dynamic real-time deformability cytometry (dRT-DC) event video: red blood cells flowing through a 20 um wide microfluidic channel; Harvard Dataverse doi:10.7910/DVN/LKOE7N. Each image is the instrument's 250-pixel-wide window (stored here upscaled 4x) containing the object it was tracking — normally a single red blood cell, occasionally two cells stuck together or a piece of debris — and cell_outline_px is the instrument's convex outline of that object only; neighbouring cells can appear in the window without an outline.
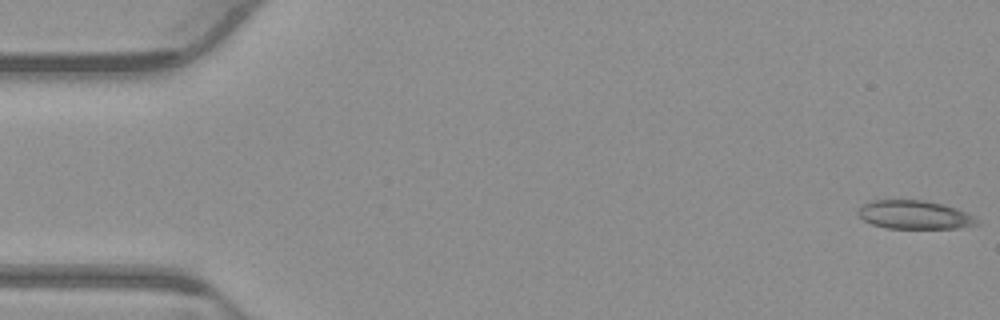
{"species": "common noctule bat (a hibernating species)", "species_latin": "Nyctalus noctula", "temperature_condition": "warm", "stored_images_in_passage": 53, "camera_frame_rate_fps": 3000, "um_per_image_px": 0.085, "animal": {"sex": "male", "body_mass_g": 23.1, "forearm_length_mm": 52.7}, "frame": {"image": 1, "passage_image": 1, "time_ms": 0.0, "image_size_px": [1000, 320], "cell_outline_px": [[980, 224], [960, 228], [888, 228], [872, 224], [864, 220], [856, 212], [864, 204], [872, 200], [924, 200], [944, 204], [956, 208], [976, 216]], "centroid_in_image_um": [77.78, 18.26], "position_along_channel_um": 7.2, "area_um2": 19.83}}
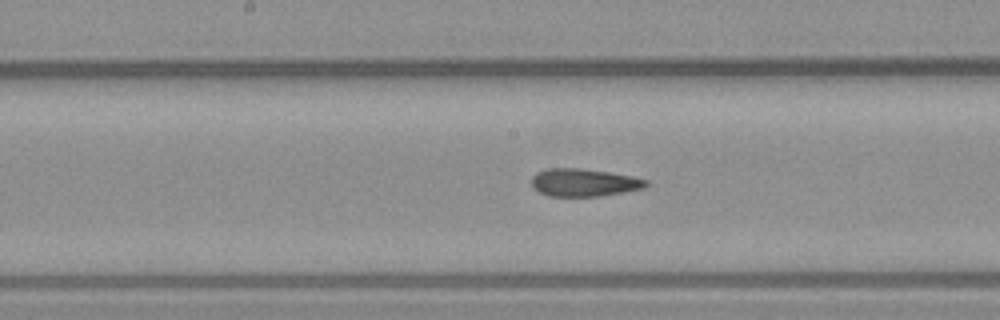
{"frame": {"image": 2, "passage_image": 27, "time_ms": 8.667, "image_size_px": [1000, 320], "cell_outline_px": [[648, 184], [644, 188], [600, 196], [548, 196], [532, 188], [532, 176], [536, 172], [548, 168], [580, 168], [608, 172], [632, 176], [648, 180]], "centroid_in_image_um": [49.61, 15.51], "position_along_channel_um": 198.6, "area_um2": 18.5}}
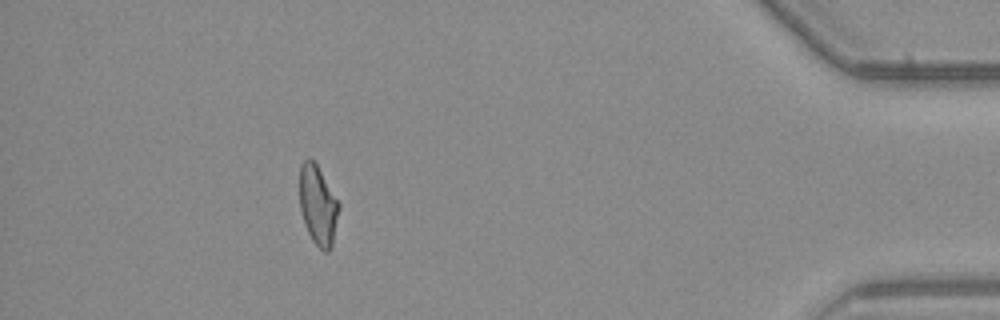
{"frame": {"image": 3, "passage_image": 48, "time_ms": 15.667, "image_size_px": [1000, 320], "cell_outline_px": [[340, 208], [332, 248], [328, 252], [324, 252], [312, 240], [308, 232], [300, 208], [300, 164], [308, 156], [316, 164], [340, 204]], "centroid_in_image_um": [27.04, 17.46], "position_along_channel_um": 408.2, "area_um2": 18.15}, "authors_computed_cell_mechanics": {"area_um2": 19.0162, "velocity_mm_per_s": 3.8541, "shape_relaxation_time_tau1_ms": 6.2453, "shape_relaxation_time_tau2_ms": 1.6849, "deformation_change_tau1": 0.178, "deformation_change_tau2": 0.0906}}